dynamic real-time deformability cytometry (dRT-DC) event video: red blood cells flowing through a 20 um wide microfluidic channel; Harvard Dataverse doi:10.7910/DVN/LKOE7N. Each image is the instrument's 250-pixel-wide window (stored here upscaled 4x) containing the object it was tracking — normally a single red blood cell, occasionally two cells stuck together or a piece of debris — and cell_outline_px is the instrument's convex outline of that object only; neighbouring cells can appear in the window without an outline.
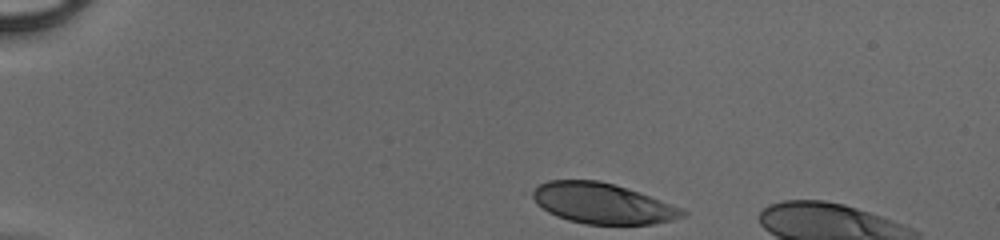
{"species": "human", "species_latin": "Homo sapiens", "temperature_condition": "cold", "stored_images_in_passage": 8, "camera_frame_rate_fps": 3000, "um_per_image_px": 0.085, "donor": {"sex": "male"}, "frame": {"image": 1, "passage_image": 1, "time_ms": 0.0, "image_size_px": [1000, 240], "cell_outline_px": [[688, 216], [672, 220], [652, 224], [584, 224], [568, 220], [556, 216], [548, 212], [536, 204], [532, 196], [532, 192], [540, 184], [548, 180], [600, 180], [648, 196], [680, 208], [688, 212]], "centroid_in_image_um": [51.17, 17.3], "position_along_channel_um": 33.8, "area_um2": 35.03}}